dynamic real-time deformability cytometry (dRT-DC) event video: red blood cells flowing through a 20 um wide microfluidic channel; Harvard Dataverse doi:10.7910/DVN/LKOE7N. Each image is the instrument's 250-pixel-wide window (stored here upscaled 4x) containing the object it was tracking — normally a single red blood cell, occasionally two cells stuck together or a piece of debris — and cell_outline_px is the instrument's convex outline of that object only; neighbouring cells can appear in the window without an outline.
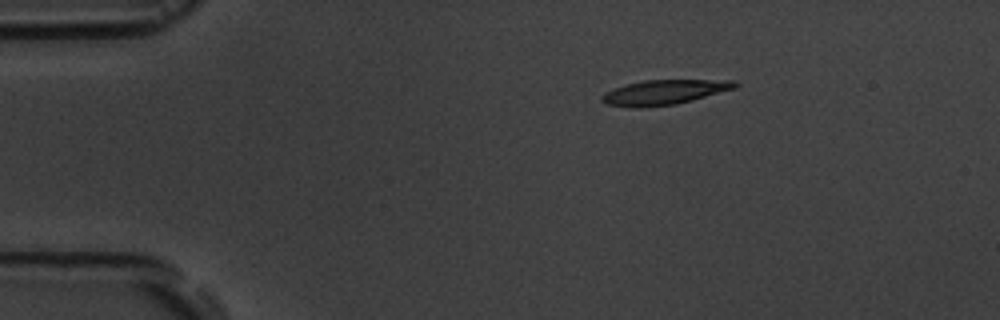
{"species": "common noctule bat (a hibernating species)", "species_latin": "Nyctalus noctula", "temperature_condition": "room temperature", "stored_images_in_passage": 5, "camera_frame_rate_fps": 3000, "um_per_image_px": 0.085, "animal": {"sex": "male", "body_mass_g": 19.5, "forearm_length_mm": 54.6}, "frame": {"image": 1, "passage_image": 5, "time_ms": 6.333, "image_size_px": [1000, 320], "cell_outline_px": [[740, 84], [736, 88], [692, 100], [676, 104], [644, 108], [632, 108], [604, 104], [600, 100], [600, 96], [604, 92], [624, 84], [644, 80], [736, 80]], "centroid_in_image_um": [56.41, 7.85], "position_along_channel_um": 28.6, "area_um2": 19.59}}